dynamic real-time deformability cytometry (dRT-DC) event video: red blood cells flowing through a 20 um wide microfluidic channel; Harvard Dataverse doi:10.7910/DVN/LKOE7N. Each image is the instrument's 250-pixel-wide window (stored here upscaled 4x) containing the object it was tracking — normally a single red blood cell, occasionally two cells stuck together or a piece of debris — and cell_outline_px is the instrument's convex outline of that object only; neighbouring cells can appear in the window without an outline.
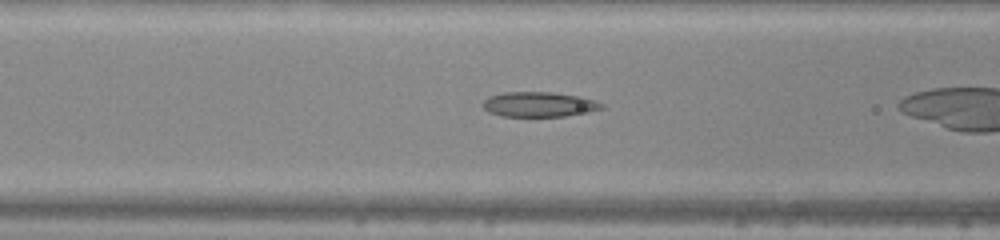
{"species": "common noctule bat (a hibernating species)", "species_latin": "Nyctalus noctula", "temperature_condition": "warm", "stored_images_in_passage": 22, "camera_frame_rate_fps": 3000, "um_per_image_px": 0.085, "animal": {"sex": "male", "body_mass_g": 20.0, "forearm_length_mm": 53.3}, "frame": {"image": 1, "passage_image": 6, "time_ms": 1.667, "image_size_px": [1000, 240], "cell_outline_px": [[604, 108], [588, 112], [564, 116], [500, 116], [488, 112], [484, 108], [484, 100], [488, 96], [504, 92], [552, 92], [580, 96], [604, 104]], "centroid_in_image_um": [45.8, 8.87], "position_along_channel_um": 120.8, "area_um2": 17.22}}
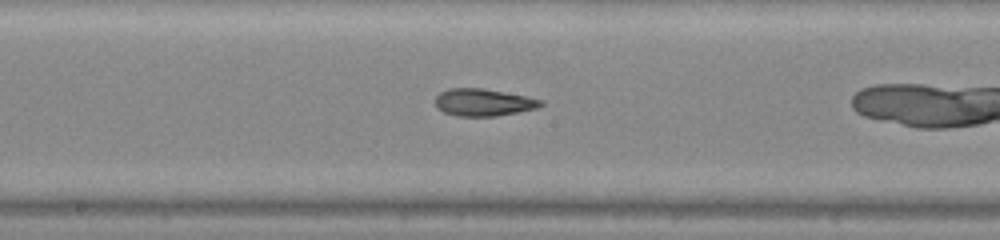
{"frame": {"image": 2, "passage_image": 12, "time_ms": 3.667, "image_size_px": [1000, 240], "cell_outline_px": [[544, 104], [536, 108], [496, 116], [456, 116], [444, 112], [436, 108], [436, 96], [440, 92], [448, 88], [484, 88], [528, 96], [544, 100]], "centroid_in_image_um": [41.09, 8.69], "position_along_channel_um": 207.1, "area_um2": 16.88}}
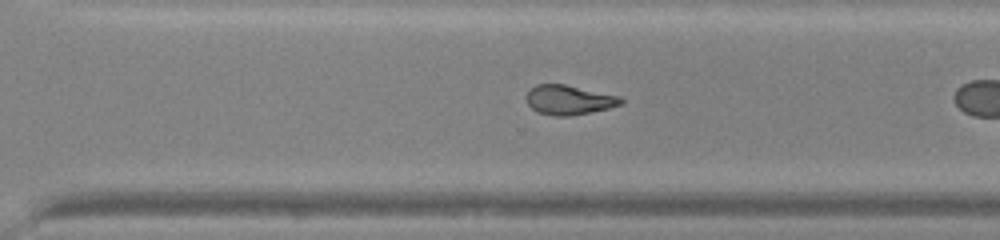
{"frame": {"image": 3, "passage_image": 20, "time_ms": 6.333, "image_size_px": [1000, 240], "cell_outline_px": [[624, 104], [608, 108], [568, 116], [552, 116], [536, 112], [528, 104], [524, 96], [536, 84], [564, 84], [620, 96], [624, 100]], "centroid_in_image_um": [48.34, 8.49], "position_along_channel_um": 322.3, "area_um2": 16.3}}